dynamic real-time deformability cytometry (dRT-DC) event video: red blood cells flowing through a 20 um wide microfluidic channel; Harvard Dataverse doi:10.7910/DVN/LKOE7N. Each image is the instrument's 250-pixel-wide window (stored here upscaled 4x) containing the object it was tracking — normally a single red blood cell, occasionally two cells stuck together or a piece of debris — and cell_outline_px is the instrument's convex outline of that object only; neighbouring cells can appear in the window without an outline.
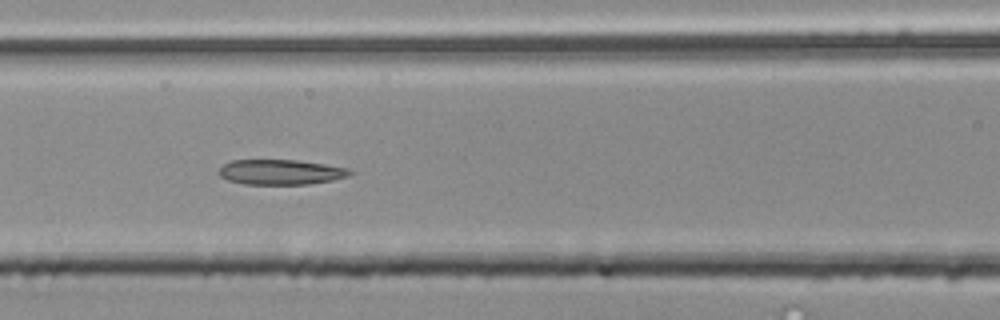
{"species": "common noctule bat (a hibernating species)", "species_latin": "Nyctalus noctula", "temperature_condition": "room temperature", "stored_images_in_passage": 55, "segment_of_instrument_passage": [2, 2], "camera_frame_rate_fps": 3000, "um_per_image_px": 0.085, "animal": {"sex": "male", "body_mass_g": 20.4}, "frame": {"image": 1, "passage_image": 24, "time_ms": 7.667, "image_size_px": [1000, 320], "cell_outline_px": [[352, 172], [348, 176], [332, 180], [308, 184], [244, 184], [228, 180], [220, 176], [220, 168], [224, 164], [232, 160], [296, 160], [324, 164], [348, 168]], "centroid_in_image_um": [23.85, 14.62], "position_along_channel_um": 142.7, "area_um2": 18.96}}
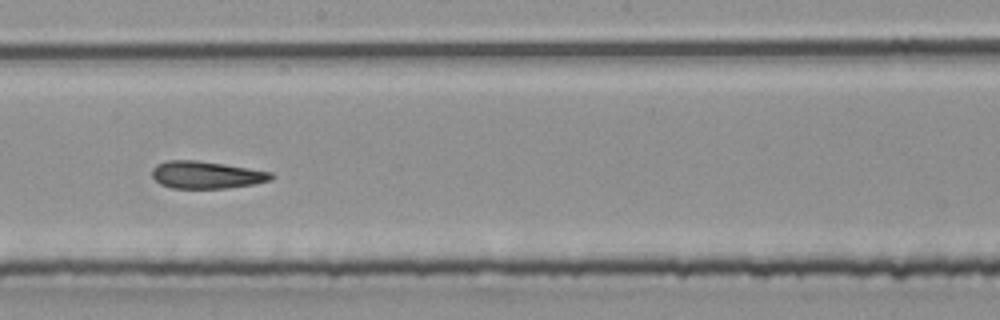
{"frame": {"image": 2, "passage_image": 31, "time_ms": 10.0, "image_size_px": [1000, 320], "cell_outline_px": [[276, 176], [272, 180], [256, 184], [228, 188], [172, 188], [160, 184], [152, 176], [152, 168], [156, 164], [168, 160], [196, 160], [224, 164], [272, 172]], "centroid_in_image_um": [17.57, 14.87], "position_along_channel_um": 230.6, "area_um2": 19.13}}
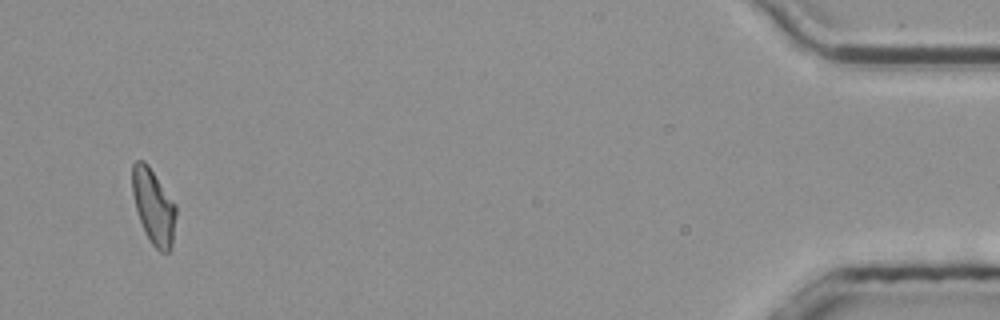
{"frame": {"image": 3, "passage_image": 53, "time_ms": 17.333, "image_size_px": [1000, 320], "cell_outline_px": [[176, 216], [172, 244], [168, 252], [160, 252], [152, 244], [140, 220], [136, 208], [132, 192], [132, 164], [136, 160], [144, 160], [148, 164], [176, 204]], "centroid_in_image_um": [13.06, 17.51], "position_along_channel_um": 422.1, "area_um2": 18.96}}